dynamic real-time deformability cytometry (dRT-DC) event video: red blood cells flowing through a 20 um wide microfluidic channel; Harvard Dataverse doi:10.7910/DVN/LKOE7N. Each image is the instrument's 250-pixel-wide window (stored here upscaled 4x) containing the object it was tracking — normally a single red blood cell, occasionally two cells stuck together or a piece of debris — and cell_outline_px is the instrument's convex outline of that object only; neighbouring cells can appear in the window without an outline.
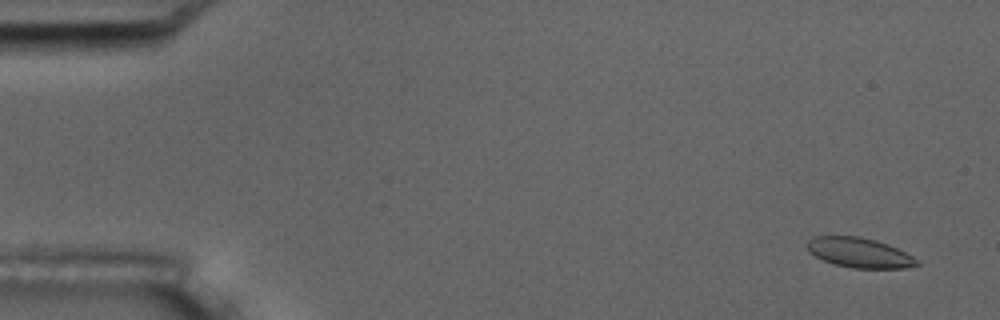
{"species": "common noctule bat (a hibernating species)", "species_latin": "Nyctalus noctula", "temperature_condition": "room temperature", "stored_images_in_passage": 6, "camera_frame_rate_fps": 3000, "um_per_image_px": 0.085, "animal": {"sex": "male", "body_mass_g": 17.5, "forearm_length_mm": 52.3}, "frame": {"image": 1, "passage_image": 1, "time_ms": 0.0, "image_size_px": [1000, 320], "cell_outline_px": [[920, 264], [904, 268], [852, 268], [832, 264], [808, 252], [808, 240], [816, 236], [860, 236], [888, 244], [920, 260]], "centroid_in_image_um": [73.05, 21.48], "position_along_channel_um": 12.0, "area_um2": 19.02}}
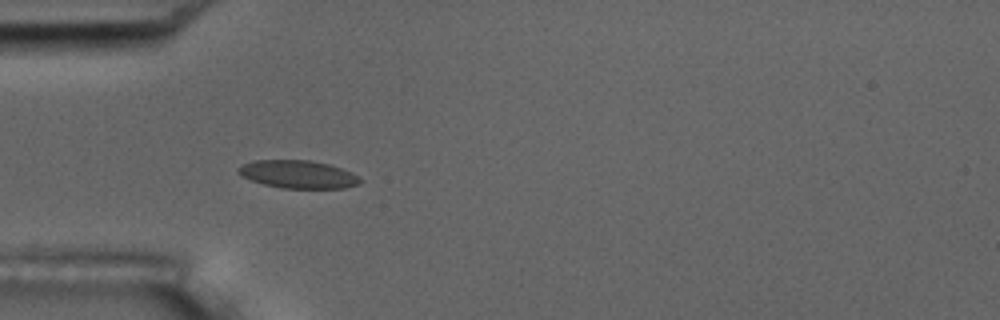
{"frame": {"image": 2, "passage_image": 5, "time_ms": 4.667, "image_size_px": [1000, 320], "cell_outline_px": [[360, 184], [344, 188], [280, 188], [264, 184], [252, 180], [236, 172], [236, 168], [240, 164], [252, 160], [308, 160], [328, 164], [340, 168], [356, 176], [360, 180]], "centroid_in_image_um": [25.26, 14.81], "position_along_channel_um": 59.7, "area_um2": 19.65}}